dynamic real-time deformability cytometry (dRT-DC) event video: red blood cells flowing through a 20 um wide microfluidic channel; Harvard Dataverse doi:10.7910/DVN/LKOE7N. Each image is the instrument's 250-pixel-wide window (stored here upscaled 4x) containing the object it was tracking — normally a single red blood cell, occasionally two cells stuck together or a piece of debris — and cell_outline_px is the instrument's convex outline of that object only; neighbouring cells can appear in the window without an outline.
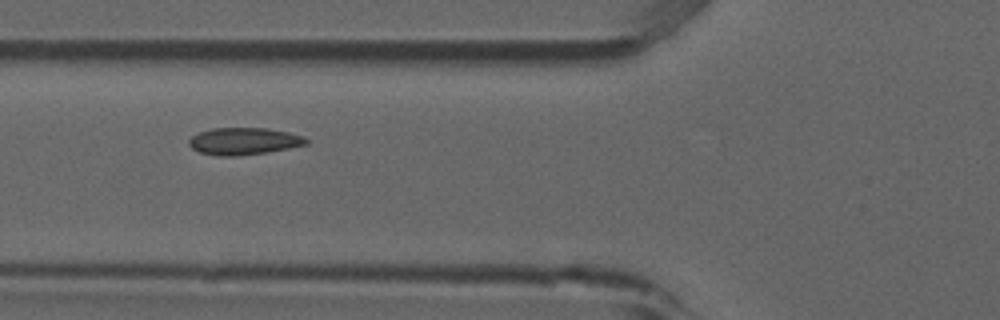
{"species": "common noctule bat (a hibernating species)", "species_latin": "Nyctalus noctula", "temperature_condition": "room temperature", "stored_images_in_passage": 8, "camera_frame_rate_fps": 3000, "um_per_image_px": 0.085, "animal": {"sex": "male", "forearm_length_mm": 52.5}, "frame": {"image": 1, "passage_image": 6, "time_ms": 1.667, "image_size_px": [1000, 320], "cell_outline_px": [[308, 144], [268, 152], [236, 156], [216, 156], [200, 152], [192, 148], [188, 144], [188, 140], [196, 132], [212, 128], [268, 128], [288, 132], [304, 136], [308, 140]], "centroid_in_image_um": [20.7, 12.0], "position_along_channel_um": 105.1, "area_um2": 18.67}}
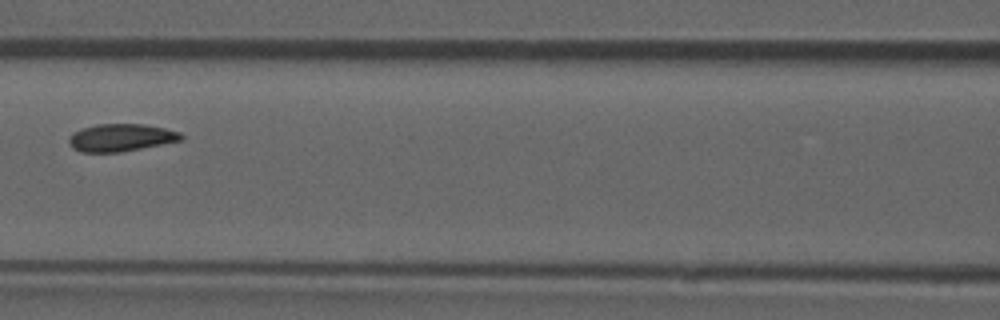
{"frame": {"image": 2, "passage_image": 7, "time_ms": 2.0, "image_size_px": [1000, 320], "cell_outline_px": [[184, 140], [120, 152], [80, 152], [72, 148], [68, 144], [68, 140], [72, 132], [80, 128], [96, 124], [144, 124], [164, 128], [180, 132], [184, 136]], "centroid_in_image_um": [10.26, 11.69], "position_along_channel_um": 156.3, "area_um2": 18.21}}